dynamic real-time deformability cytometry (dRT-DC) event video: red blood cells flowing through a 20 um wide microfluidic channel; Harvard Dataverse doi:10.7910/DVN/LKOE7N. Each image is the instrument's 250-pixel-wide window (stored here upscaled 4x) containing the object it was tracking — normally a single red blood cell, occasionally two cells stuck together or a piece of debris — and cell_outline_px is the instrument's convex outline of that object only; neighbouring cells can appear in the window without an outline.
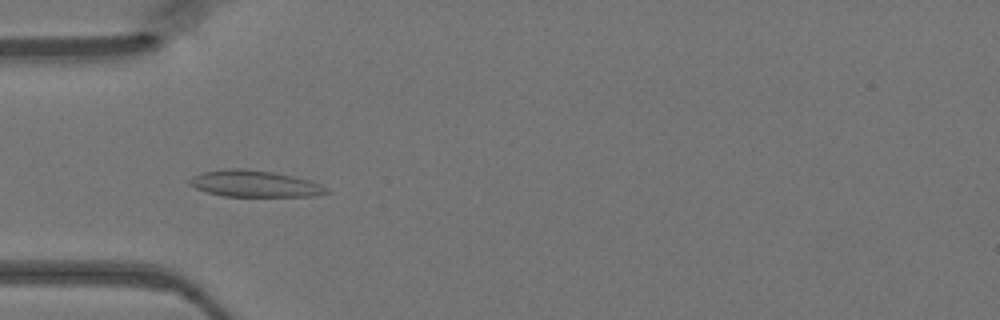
{"species": "Egyptian fruit bat (a non-hibernating species)", "species_latin": "Rousettus aegyptiacus", "temperature_condition": "warm", "stored_images_in_passage": 48, "camera_frame_rate_fps": 3000, "um_per_image_px": 0.085, "animal": {"sex": "female"}, "frame": {"image": 1, "passage_image": 15, "time_ms": 4.667, "image_size_px": [1000, 320], "cell_outline_px": [[332, 192], [316, 196], [224, 196], [208, 192], [196, 188], [188, 184], [188, 180], [192, 176], [200, 172], [224, 168], [244, 168], [272, 172], [312, 180], [328, 188]], "centroid_in_image_um": [21.65, 15.61], "position_along_channel_um": 63.4, "area_um2": 21.39}}
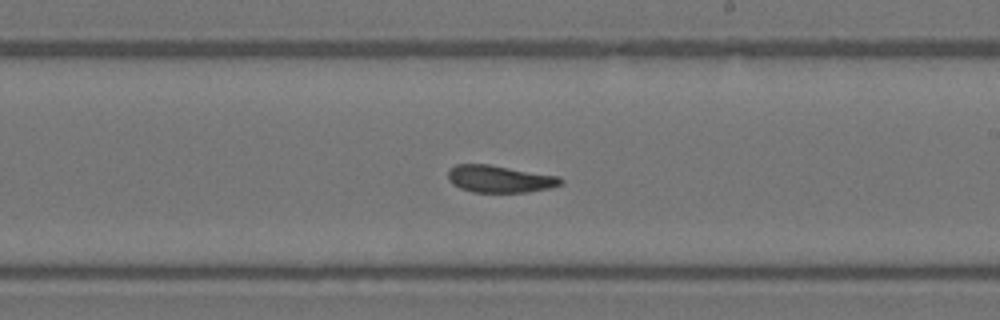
{"frame": {"image": 2, "passage_image": 28, "time_ms": 9.0, "image_size_px": [1000, 320], "cell_outline_px": [[564, 184], [552, 188], [528, 192], [472, 192], [460, 188], [452, 184], [448, 180], [448, 168], [456, 164], [488, 164], [560, 176], [564, 180]], "centroid_in_image_um": [42.5, 15.21], "position_along_channel_um": 246.5, "area_um2": 18.15}}
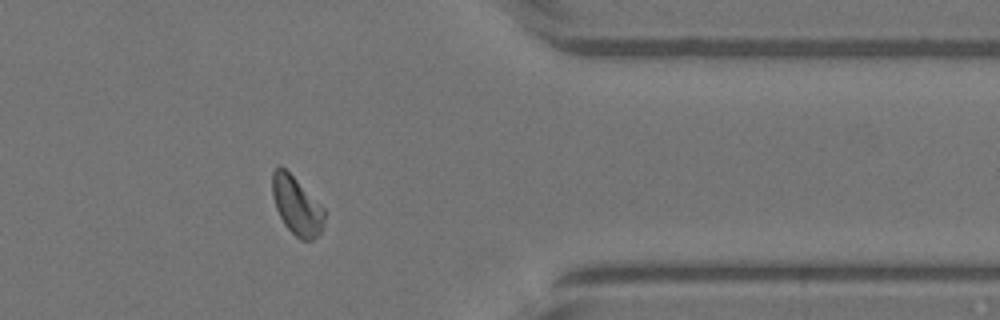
{"frame": {"image": 3, "passage_image": 39, "time_ms": 12.667, "image_size_px": [1000, 320], "cell_outline_px": [[324, 224], [320, 232], [312, 240], [300, 240], [284, 224], [276, 208], [272, 196], [272, 172], [280, 164], [324, 208]], "centroid_in_image_um": [25.2, 17.49], "position_along_channel_um": 386.2, "area_um2": 17.34}}